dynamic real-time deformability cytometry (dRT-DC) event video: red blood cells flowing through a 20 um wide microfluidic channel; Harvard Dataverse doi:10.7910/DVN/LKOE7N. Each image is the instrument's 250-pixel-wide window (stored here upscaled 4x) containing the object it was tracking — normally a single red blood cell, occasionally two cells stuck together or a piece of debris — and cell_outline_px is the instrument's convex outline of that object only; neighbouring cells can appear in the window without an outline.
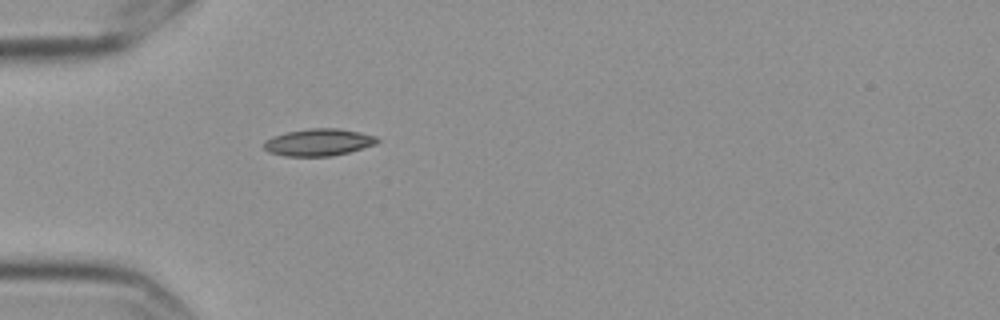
{"species": "Egyptian fruit bat (a non-hibernating species)", "species_latin": "Rousettus aegyptiacus", "temperature_condition": "cold", "stored_images_in_passage": 1, "camera_frame_rate_fps": 3000, "um_per_image_px": 0.085, "frame": {"image": 1, "passage_image": 1, "time_ms": 0.0, "image_size_px": [1000, 320], "cell_outline_px": [[380, 140], [376, 144], [348, 152], [332, 156], [284, 156], [268, 152], [264, 148], [264, 140], [272, 136], [288, 132], [308, 128], [340, 128], [360, 132], [376, 136]], "centroid_in_image_um": [27.07, 12.09], "position_along_channel_um": 57.9, "area_um2": 17.98}}